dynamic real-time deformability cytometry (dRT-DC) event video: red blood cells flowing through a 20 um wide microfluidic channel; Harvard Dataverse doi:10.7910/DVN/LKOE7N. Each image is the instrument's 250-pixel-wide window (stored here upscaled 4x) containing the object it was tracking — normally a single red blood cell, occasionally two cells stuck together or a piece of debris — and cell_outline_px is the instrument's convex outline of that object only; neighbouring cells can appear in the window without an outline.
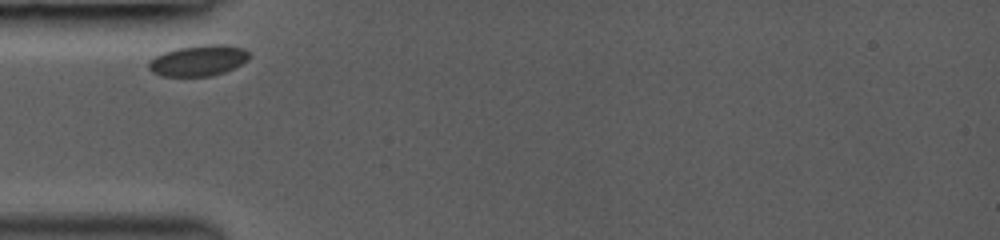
{"species": "common noctule bat (a hibernating species)", "species_latin": "Nyctalus noctula", "temperature_condition": "room temperature", "stored_images_in_passage": 7, "camera_frame_rate_fps": 3000, "um_per_image_px": 0.085, "animal": {"sex": "female", "body_mass_g": 19.0, "forearm_length_mm": 53.3}, "frame": {"image": 1, "passage_image": 1, "time_ms": 0.0, "image_size_px": [1000, 240], "cell_outline_px": [[248, 60], [224, 72], [212, 76], [160, 76], [152, 72], [148, 68], [148, 64], [156, 56], [164, 52], [176, 48], [204, 44], [224, 44], [244, 48], [248, 52]], "centroid_in_image_um": [16.85, 5.14], "position_along_channel_um": 68.1, "area_um2": 18.03}}
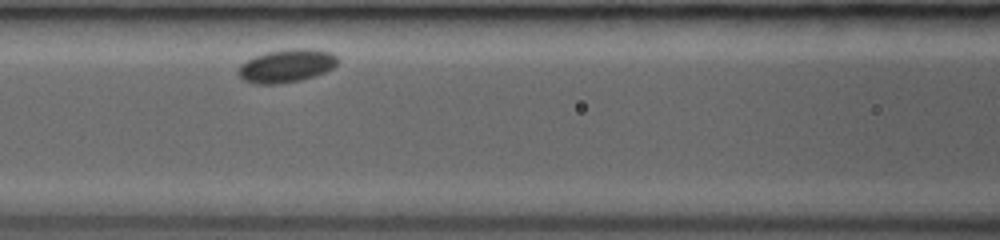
{"frame": {"image": 2, "passage_image": 5, "time_ms": 2.0, "image_size_px": [1000, 240], "cell_outline_px": [[340, 60], [332, 68], [316, 76], [300, 80], [280, 84], [252, 84], [244, 80], [236, 72], [240, 64], [256, 56], [268, 52], [288, 48], [312, 48], [332, 52]], "centroid_in_image_um": [24.37, 5.59], "position_along_channel_um": 142.2, "area_um2": 19.42}}
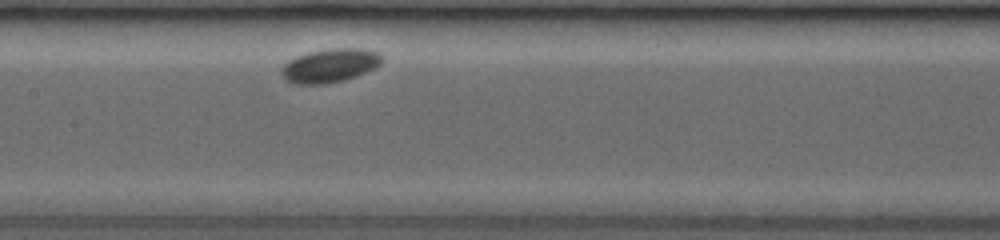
{"frame": {"image": 3, "passage_image": 7, "time_ms": 3.0, "image_size_px": [1000, 240], "cell_outline_px": [[384, 60], [376, 68], [356, 76], [344, 80], [324, 84], [296, 84], [284, 80], [280, 72], [280, 68], [288, 60], [296, 56], [308, 52], [328, 48], [364, 48], [380, 52], [384, 56]], "centroid_in_image_um": [28.06, 5.56], "position_along_channel_um": 179.3, "area_um2": 20.23}}